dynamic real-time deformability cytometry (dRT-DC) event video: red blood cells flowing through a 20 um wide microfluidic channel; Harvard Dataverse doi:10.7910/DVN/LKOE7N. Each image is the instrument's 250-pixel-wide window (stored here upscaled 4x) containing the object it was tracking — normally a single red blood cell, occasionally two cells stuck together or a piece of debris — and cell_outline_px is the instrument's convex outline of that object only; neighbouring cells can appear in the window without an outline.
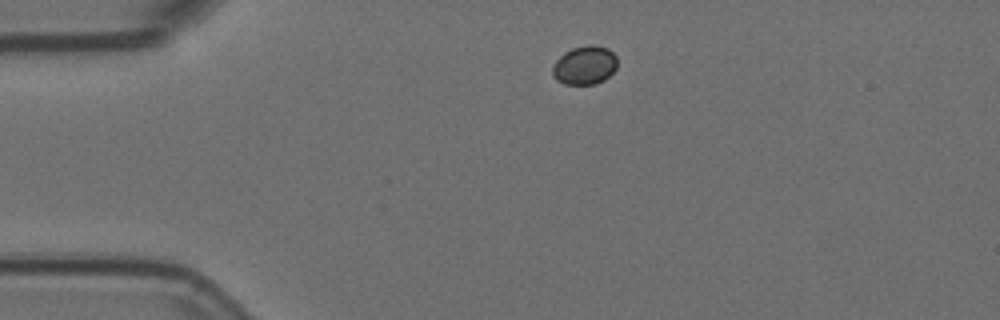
{"species": "Egyptian fruit bat (a non-hibernating species)", "species_latin": "Rousettus aegyptiacus", "temperature_condition": "room temperature", "stored_images_in_passage": 3, "camera_frame_rate_fps": 3000, "um_per_image_px": 0.085, "animal": {"sex": "female"}, "frame": {"image": 1, "passage_image": 1, "time_ms": 0.0, "image_size_px": [1000, 320], "cell_outline_px": [[616, 68], [604, 80], [596, 84], [564, 84], [556, 80], [552, 72], [552, 68], [556, 60], [564, 52], [572, 48], [588, 44], [592, 44], [608, 48], [616, 56]], "centroid_in_image_um": [49.69, 5.54], "position_along_channel_um": 35.3, "area_um2": 14.62}}
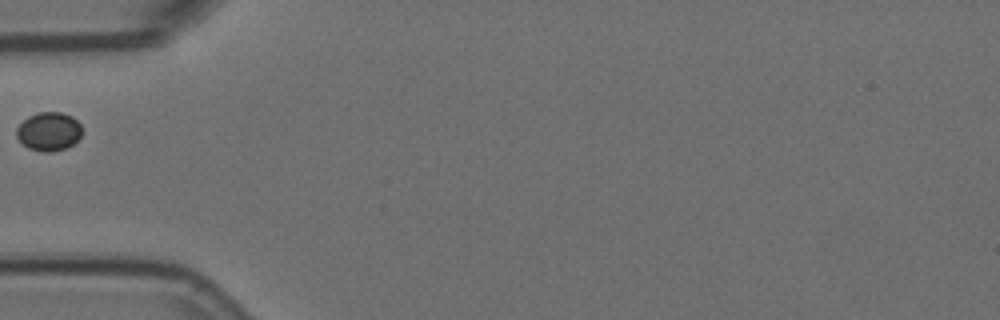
{"frame": {"image": 2, "passage_image": 3, "time_ms": 0.667, "image_size_px": [1000, 320], "cell_outline_px": [[80, 136], [72, 144], [64, 148], [52, 152], [44, 152], [28, 148], [16, 136], [16, 128], [28, 116], [40, 112], [60, 112], [72, 116], [80, 124]], "centroid_in_image_um": [4.13, 11.17], "position_along_channel_um": 80.9, "area_um2": 14.51}}